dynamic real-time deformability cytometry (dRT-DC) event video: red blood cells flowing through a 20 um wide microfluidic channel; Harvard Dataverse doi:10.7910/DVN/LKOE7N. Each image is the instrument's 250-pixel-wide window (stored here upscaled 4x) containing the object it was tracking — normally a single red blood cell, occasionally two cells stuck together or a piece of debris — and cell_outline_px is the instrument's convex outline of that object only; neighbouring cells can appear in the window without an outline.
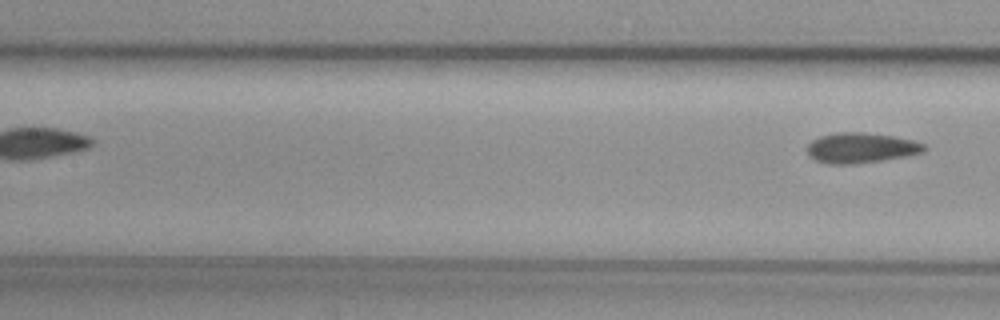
{"species": "common noctule bat (a hibernating species)", "species_latin": "Nyctalus noctula", "temperature_condition": "cold", "stored_images_in_passage": 7, "segment_of_instrument_passage": [2, 2], "camera_frame_rate_fps": 3000, "um_per_image_px": 0.085, "animal": {"sex": "female", "body_mass_g": 29.2, "forearm_length_mm": 56.3}, "frame": {"image": 1, "passage_image": 7, "time_ms": 7.333, "image_size_px": [1000, 320], "cell_outline_px": [[928, 148], [924, 152], [908, 156], [884, 160], [852, 164], [828, 164], [816, 160], [808, 156], [808, 144], [812, 140], [820, 136], [836, 132], [864, 132], [892, 136], [912, 140], [924, 144]], "centroid_in_image_um": [73.19, 12.57], "position_along_channel_um": 134.2, "area_um2": 20.75}}